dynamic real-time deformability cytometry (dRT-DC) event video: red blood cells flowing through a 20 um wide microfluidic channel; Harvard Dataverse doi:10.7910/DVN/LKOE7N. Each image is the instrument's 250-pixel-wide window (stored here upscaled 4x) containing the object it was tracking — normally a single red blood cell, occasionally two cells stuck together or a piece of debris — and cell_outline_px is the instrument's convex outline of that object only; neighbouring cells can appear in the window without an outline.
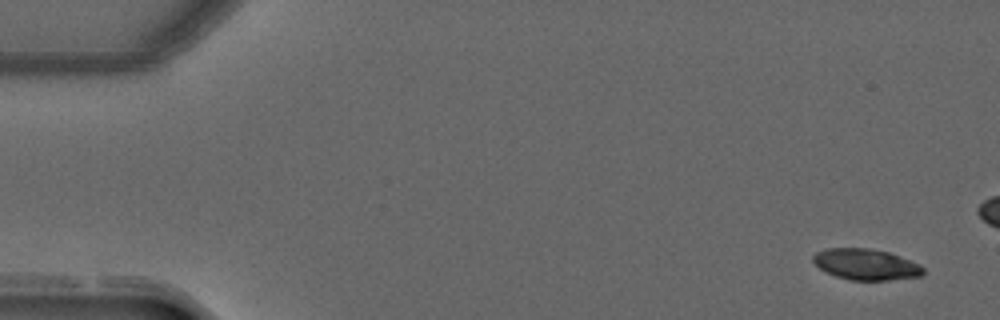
{"species": "common noctule bat (a hibernating species)", "species_latin": "Nyctalus noctula", "temperature_condition": "warm", "stored_images_in_passage": 7, "camera_frame_rate_fps": 3000, "um_per_image_px": 0.085, "animal": {"sex": "male", "forearm_length_mm": 52.5}, "frame": {"image": 1, "passage_image": 1, "time_ms": 0.0, "image_size_px": [1000, 320], "cell_outline_px": [[924, 272], [920, 276], [888, 280], [852, 280], [836, 276], [820, 268], [812, 260], [812, 256], [816, 252], [828, 248], [868, 248], [888, 252], [900, 256], [920, 264], [924, 268]], "centroid_in_image_um": [73.61, 22.47], "position_along_channel_um": 11.4, "area_um2": 19.77}}
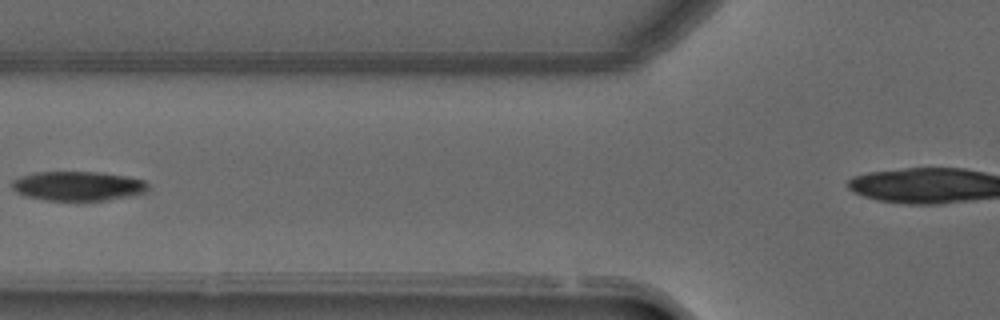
{"frame": {"image": 2, "passage_image": 6, "time_ms": 1.667, "image_size_px": [1000, 320], "cell_outline_px": [[148, 188], [144, 192], [108, 200], [44, 200], [24, 196], [16, 192], [12, 188], [12, 180], [20, 176], [36, 172], [100, 172], [128, 176], [144, 180], [148, 184]], "centroid_in_image_um": [6.59, 15.8], "position_along_channel_um": 119.2, "area_um2": 23.29}}
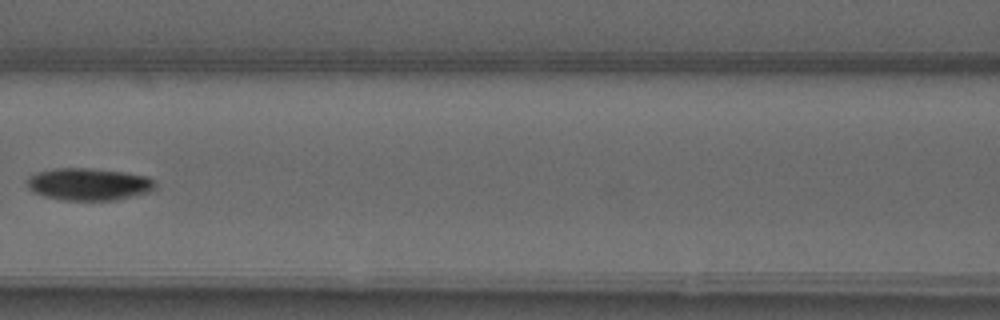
{"frame": {"image": 3, "passage_image": 7, "time_ms": 2.0, "image_size_px": [1000, 320], "cell_outline_px": [[156, 188], [148, 192], [116, 200], [64, 200], [44, 196], [32, 192], [28, 188], [28, 176], [36, 172], [52, 168], [92, 168], [124, 172], [148, 176], [156, 184]], "centroid_in_image_um": [7.52, 15.65], "position_along_channel_um": 159.1, "area_um2": 24.22}}